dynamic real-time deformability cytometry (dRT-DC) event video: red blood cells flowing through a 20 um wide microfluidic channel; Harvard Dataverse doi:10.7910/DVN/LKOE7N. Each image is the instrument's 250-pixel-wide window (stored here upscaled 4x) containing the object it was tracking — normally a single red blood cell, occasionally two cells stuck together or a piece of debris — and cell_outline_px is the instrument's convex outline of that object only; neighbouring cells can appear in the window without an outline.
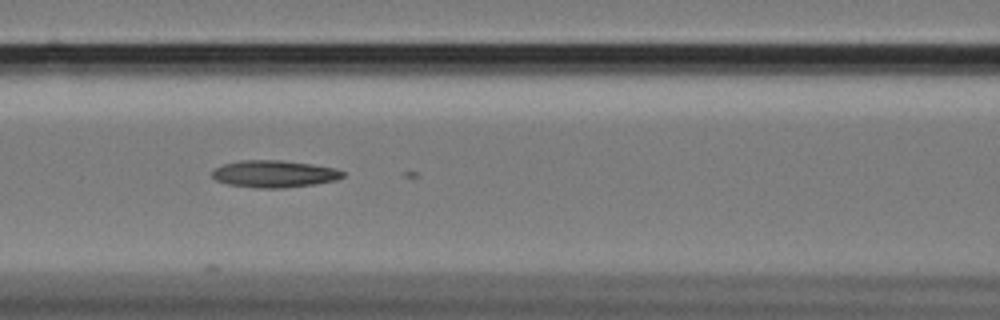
{"species": "Egyptian fruit bat (a non-hibernating species)", "species_latin": "Rousettus aegyptiacus", "temperature_condition": "cold", "stored_images_in_passage": 21, "camera_frame_rate_fps": 3000, "um_per_image_px": 0.085, "animal": {"sex": "female"}, "frame": {"image": 1, "passage_image": 13, "time_ms": 4.0, "image_size_px": [1000, 320], "cell_outline_px": [[344, 176], [336, 180], [312, 184], [284, 188], [256, 188], [228, 184], [216, 180], [212, 176], [212, 172], [216, 168], [224, 164], [240, 160], [280, 160], [312, 164], [336, 168], [344, 172]], "centroid_in_image_um": [23.31, 14.78], "position_along_channel_um": 143.3, "area_um2": 20.52}}